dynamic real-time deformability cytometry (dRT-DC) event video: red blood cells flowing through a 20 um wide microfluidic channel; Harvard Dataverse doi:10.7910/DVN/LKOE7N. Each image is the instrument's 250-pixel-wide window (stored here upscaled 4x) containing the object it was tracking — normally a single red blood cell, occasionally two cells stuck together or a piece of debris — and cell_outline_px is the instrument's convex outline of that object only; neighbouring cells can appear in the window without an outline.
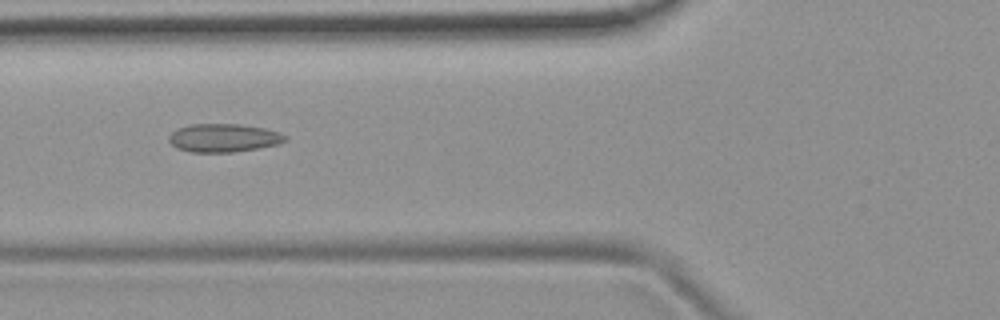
{"species": "common noctule bat (a hibernating species)", "species_latin": "Nyctalus noctula", "temperature_condition": "room temperature", "stored_images_in_passage": 39, "camera_frame_rate_fps": 3000, "um_per_image_px": 0.085, "animal": {"sex": "female", "body_mass_g": 19.9}, "frame": {"image": 1, "passage_image": 6, "time_ms": 1.667, "image_size_px": [1000, 320], "cell_outline_px": [[288, 140], [280, 144], [232, 152], [192, 152], [176, 148], [168, 140], [168, 136], [172, 132], [180, 128], [192, 124], [240, 124], [264, 128], [280, 132], [288, 136]], "centroid_in_image_um": [19.04, 11.72], "position_along_channel_um": 106.8, "area_um2": 19.19}}
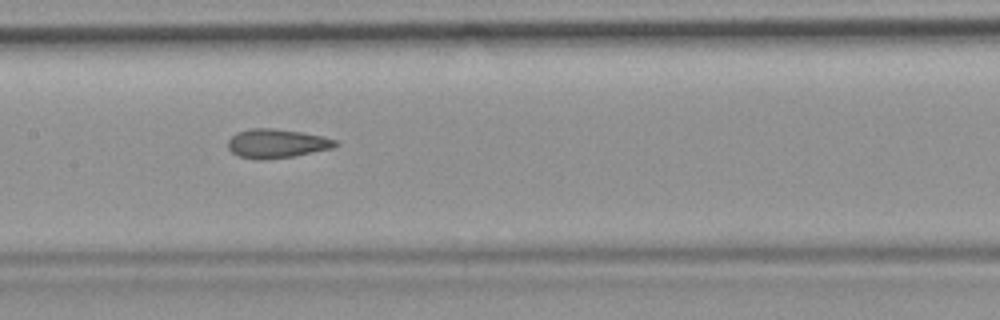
{"frame": {"image": 2, "passage_image": 12, "time_ms": 3.667, "image_size_px": [1000, 320], "cell_outline_px": [[340, 144], [332, 148], [296, 156], [264, 160], [256, 160], [236, 156], [228, 148], [228, 140], [236, 132], [248, 128], [272, 128], [300, 132], [324, 136], [336, 140]], "centroid_in_image_um": [23.5, 12.21], "position_along_channel_um": 183.9, "area_um2": 18.44}, "authors_computed_cell_mechanics": {"area_um2": 18.0914, "velocity_mm_per_s": 3.8549, "shape_relaxation_time_tau1_ms": null, "shape_relaxation_time_tau2_ms": 2.5229, "deformation_change_tau1": null, "deformation_change_tau2": 0.1057}}